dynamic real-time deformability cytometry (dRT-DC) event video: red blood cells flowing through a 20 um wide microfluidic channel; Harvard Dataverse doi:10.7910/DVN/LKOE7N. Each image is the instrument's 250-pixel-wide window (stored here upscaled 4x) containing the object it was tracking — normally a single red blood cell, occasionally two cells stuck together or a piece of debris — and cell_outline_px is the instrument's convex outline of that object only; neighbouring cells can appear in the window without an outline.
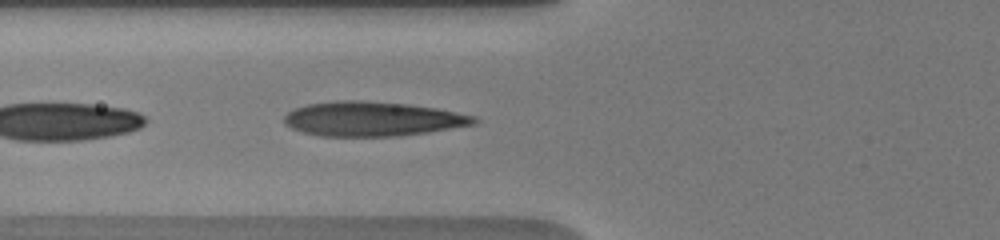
{"species": "human", "species_latin": "Homo sapiens", "temperature_condition": "warm", "stored_images_in_passage": 8, "camera_frame_rate_fps": 3000, "um_per_image_px": 0.085, "donor": {"sex": "male"}, "frame": {"image": 1, "passage_image": 8, "time_ms": 5.333, "image_size_px": [1000, 240], "cell_outline_px": [[480, 120], [476, 124], [428, 132], [396, 136], [320, 136], [304, 132], [292, 128], [284, 124], [284, 116], [288, 112], [296, 108], [308, 104], [336, 100], [364, 100], [408, 104], [436, 108], [476, 116]], "centroid_in_image_um": [31.67, 10.1], "position_along_channel_um": 94.1, "area_um2": 38.26}}